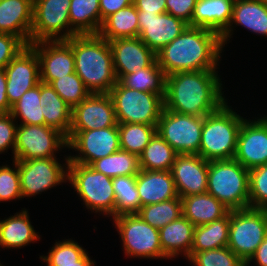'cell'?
I'll use <instances>...</instances> for the list:
<instances>
[{"instance_id": "obj_1", "label": "cell", "mask_w": 267, "mask_h": 266, "mask_svg": "<svg viewBox=\"0 0 267 266\" xmlns=\"http://www.w3.org/2000/svg\"><path fill=\"white\" fill-rule=\"evenodd\" d=\"M219 71H186L166 76L164 109L197 117L217 111L228 101Z\"/></svg>"}, {"instance_id": "obj_2", "label": "cell", "mask_w": 267, "mask_h": 266, "mask_svg": "<svg viewBox=\"0 0 267 266\" xmlns=\"http://www.w3.org/2000/svg\"><path fill=\"white\" fill-rule=\"evenodd\" d=\"M223 49L220 36L211 30L188 26L157 54L166 76L186 71L220 70Z\"/></svg>"}, {"instance_id": "obj_3", "label": "cell", "mask_w": 267, "mask_h": 266, "mask_svg": "<svg viewBox=\"0 0 267 266\" xmlns=\"http://www.w3.org/2000/svg\"><path fill=\"white\" fill-rule=\"evenodd\" d=\"M74 53L75 73L91 93H109L117 83L110 44L99 34H77L66 40Z\"/></svg>"}, {"instance_id": "obj_4", "label": "cell", "mask_w": 267, "mask_h": 266, "mask_svg": "<svg viewBox=\"0 0 267 266\" xmlns=\"http://www.w3.org/2000/svg\"><path fill=\"white\" fill-rule=\"evenodd\" d=\"M225 102L204 116L199 155L207 161L234 159L237 138L244 117Z\"/></svg>"}, {"instance_id": "obj_5", "label": "cell", "mask_w": 267, "mask_h": 266, "mask_svg": "<svg viewBox=\"0 0 267 266\" xmlns=\"http://www.w3.org/2000/svg\"><path fill=\"white\" fill-rule=\"evenodd\" d=\"M207 193L230 211L249 208V170L235 159L209 161Z\"/></svg>"}, {"instance_id": "obj_6", "label": "cell", "mask_w": 267, "mask_h": 266, "mask_svg": "<svg viewBox=\"0 0 267 266\" xmlns=\"http://www.w3.org/2000/svg\"><path fill=\"white\" fill-rule=\"evenodd\" d=\"M113 178L97 172L90 165L69 163L68 184L91 213L112 219L115 217ZM80 197V198H79ZM111 217V218H110Z\"/></svg>"}, {"instance_id": "obj_7", "label": "cell", "mask_w": 267, "mask_h": 266, "mask_svg": "<svg viewBox=\"0 0 267 266\" xmlns=\"http://www.w3.org/2000/svg\"><path fill=\"white\" fill-rule=\"evenodd\" d=\"M110 221L120 235L125 257L168 260L161 248L159 229L143 221L137 214H122Z\"/></svg>"}, {"instance_id": "obj_8", "label": "cell", "mask_w": 267, "mask_h": 266, "mask_svg": "<svg viewBox=\"0 0 267 266\" xmlns=\"http://www.w3.org/2000/svg\"><path fill=\"white\" fill-rule=\"evenodd\" d=\"M108 94L113 101L117 123L157 126L164 109V98L161 95L129 89L119 81Z\"/></svg>"}, {"instance_id": "obj_9", "label": "cell", "mask_w": 267, "mask_h": 266, "mask_svg": "<svg viewBox=\"0 0 267 266\" xmlns=\"http://www.w3.org/2000/svg\"><path fill=\"white\" fill-rule=\"evenodd\" d=\"M267 236V209L230 211L228 247L245 263Z\"/></svg>"}, {"instance_id": "obj_10", "label": "cell", "mask_w": 267, "mask_h": 266, "mask_svg": "<svg viewBox=\"0 0 267 266\" xmlns=\"http://www.w3.org/2000/svg\"><path fill=\"white\" fill-rule=\"evenodd\" d=\"M58 159L59 157H50L18 161L22 198L36 197L68 183V155L63 156V161Z\"/></svg>"}, {"instance_id": "obj_11", "label": "cell", "mask_w": 267, "mask_h": 266, "mask_svg": "<svg viewBox=\"0 0 267 266\" xmlns=\"http://www.w3.org/2000/svg\"><path fill=\"white\" fill-rule=\"evenodd\" d=\"M71 0H33L30 44L68 40L78 33L70 26Z\"/></svg>"}, {"instance_id": "obj_12", "label": "cell", "mask_w": 267, "mask_h": 266, "mask_svg": "<svg viewBox=\"0 0 267 266\" xmlns=\"http://www.w3.org/2000/svg\"><path fill=\"white\" fill-rule=\"evenodd\" d=\"M67 151V137L46 125L18 124L14 148L15 161L57 157Z\"/></svg>"}, {"instance_id": "obj_13", "label": "cell", "mask_w": 267, "mask_h": 266, "mask_svg": "<svg viewBox=\"0 0 267 266\" xmlns=\"http://www.w3.org/2000/svg\"><path fill=\"white\" fill-rule=\"evenodd\" d=\"M67 149L69 163L91 165L97 159L120 150L118 126L92 130H70ZM77 151V152H76Z\"/></svg>"}, {"instance_id": "obj_14", "label": "cell", "mask_w": 267, "mask_h": 266, "mask_svg": "<svg viewBox=\"0 0 267 266\" xmlns=\"http://www.w3.org/2000/svg\"><path fill=\"white\" fill-rule=\"evenodd\" d=\"M204 117L175 113L163 109L157 133L177 154H197L201 144Z\"/></svg>"}, {"instance_id": "obj_15", "label": "cell", "mask_w": 267, "mask_h": 266, "mask_svg": "<svg viewBox=\"0 0 267 266\" xmlns=\"http://www.w3.org/2000/svg\"><path fill=\"white\" fill-rule=\"evenodd\" d=\"M234 159L248 170L267 164V115L245 117L238 133Z\"/></svg>"}, {"instance_id": "obj_16", "label": "cell", "mask_w": 267, "mask_h": 266, "mask_svg": "<svg viewBox=\"0 0 267 266\" xmlns=\"http://www.w3.org/2000/svg\"><path fill=\"white\" fill-rule=\"evenodd\" d=\"M6 96L12 107L29 89L40 83L39 60L36 51L27 45L4 68Z\"/></svg>"}, {"instance_id": "obj_17", "label": "cell", "mask_w": 267, "mask_h": 266, "mask_svg": "<svg viewBox=\"0 0 267 266\" xmlns=\"http://www.w3.org/2000/svg\"><path fill=\"white\" fill-rule=\"evenodd\" d=\"M39 60L40 82L53 80L75 73L74 53L66 40L31 43Z\"/></svg>"}, {"instance_id": "obj_18", "label": "cell", "mask_w": 267, "mask_h": 266, "mask_svg": "<svg viewBox=\"0 0 267 266\" xmlns=\"http://www.w3.org/2000/svg\"><path fill=\"white\" fill-rule=\"evenodd\" d=\"M139 38L155 54L178 37L188 26L185 21L169 13L138 11Z\"/></svg>"}, {"instance_id": "obj_19", "label": "cell", "mask_w": 267, "mask_h": 266, "mask_svg": "<svg viewBox=\"0 0 267 266\" xmlns=\"http://www.w3.org/2000/svg\"><path fill=\"white\" fill-rule=\"evenodd\" d=\"M118 126L113 101L108 93H91L72 109L70 130H92Z\"/></svg>"}, {"instance_id": "obj_20", "label": "cell", "mask_w": 267, "mask_h": 266, "mask_svg": "<svg viewBox=\"0 0 267 266\" xmlns=\"http://www.w3.org/2000/svg\"><path fill=\"white\" fill-rule=\"evenodd\" d=\"M209 161L197 154H177L171 172L178 196L207 193Z\"/></svg>"}, {"instance_id": "obj_21", "label": "cell", "mask_w": 267, "mask_h": 266, "mask_svg": "<svg viewBox=\"0 0 267 266\" xmlns=\"http://www.w3.org/2000/svg\"><path fill=\"white\" fill-rule=\"evenodd\" d=\"M108 42L118 81L124 75L150 67L157 60L156 54L139 37L117 38Z\"/></svg>"}, {"instance_id": "obj_22", "label": "cell", "mask_w": 267, "mask_h": 266, "mask_svg": "<svg viewBox=\"0 0 267 266\" xmlns=\"http://www.w3.org/2000/svg\"><path fill=\"white\" fill-rule=\"evenodd\" d=\"M237 26L267 38V4L258 0H234L231 22L220 36L223 49L231 42Z\"/></svg>"}, {"instance_id": "obj_23", "label": "cell", "mask_w": 267, "mask_h": 266, "mask_svg": "<svg viewBox=\"0 0 267 266\" xmlns=\"http://www.w3.org/2000/svg\"><path fill=\"white\" fill-rule=\"evenodd\" d=\"M33 0H0V33L19 37L30 45Z\"/></svg>"}, {"instance_id": "obj_24", "label": "cell", "mask_w": 267, "mask_h": 266, "mask_svg": "<svg viewBox=\"0 0 267 266\" xmlns=\"http://www.w3.org/2000/svg\"><path fill=\"white\" fill-rule=\"evenodd\" d=\"M136 187L140 197V208L179 197L171 170L141 169L136 175Z\"/></svg>"}, {"instance_id": "obj_25", "label": "cell", "mask_w": 267, "mask_h": 266, "mask_svg": "<svg viewBox=\"0 0 267 266\" xmlns=\"http://www.w3.org/2000/svg\"><path fill=\"white\" fill-rule=\"evenodd\" d=\"M16 212L14 215L0 218V248L22 249L31 243L41 239L39 232L34 230L31 219L26 208Z\"/></svg>"}, {"instance_id": "obj_26", "label": "cell", "mask_w": 267, "mask_h": 266, "mask_svg": "<svg viewBox=\"0 0 267 266\" xmlns=\"http://www.w3.org/2000/svg\"><path fill=\"white\" fill-rule=\"evenodd\" d=\"M195 226L183 215L159 229L163 254L169 259L191 255Z\"/></svg>"}, {"instance_id": "obj_27", "label": "cell", "mask_w": 267, "mask_h": 266, "mask_svg": "<svg viewBox=\"0 0 267 266\" xmlns=\"http://www.w3.org/2000/svg\"><path fill=\"white\" fill-rule=\"evenodd\" d=\"M233 4L234 0H197L191 26L205 28L221 36L231 22Z\"/></svg>"}, {"instance_id": "obj_28", "label": "cell", "mask_w": 267, "mask_h": 266, "mask_svg": "<svg viewBox=\"0 0 267 266\" xmlns=\"http://www.w3.org/2000/svg\"><path fill=\"white\" fill-rule=\"evenodd\" d=\"M183 216L194 226L211 223L230 210L209 193L181 197Z\"/></svg>"}, {"instance_id": "obj_29", "label": "cell", "mask_w": 267, "mask_h": 266, "mask_svg": "<svg viewBox=\"0 0 267 266\" xmlns=\"http://www.w3.org/2000/svg\"><path fill=\"white\" fill-rule=\"evenodd\" d=\"M40 104L43 106L45 125L69 136L72 108L55 92L50 84L40 82Z\"/></svg>"}, {"instance_id": "obj_30", "label": "cell", "mask_w": 267, "mask_h": 266, "mask_svg": "<svg viewBox=\"0 0 267 266\" xmlns=\"http://www.w3.org/2000/svg\"><path fill=\"white\" fill-rule=\"evenodd\" d=\"M98 34L107 41L139 36L138 11L134 4L118 10L102 23Z\"/></svg>"}, {"instance_id": "obj_31", "label": "cell", "mask_w": 267, "mask_h": 266, "mask_svg": "<svg viewBox=\"0 0 267 266\" xmlns=\"http://www.w3.org/2000/svg\"><path fill=\"white\" fill-rule=\"evenodd\" d=\"M230 211L211 223L195 226L191 252L207 251L228 246Z\"/></svg>"}, {"instance_id": "obj_32", "label": "cell", "mask_w": 267, "mask_h": 266, "mask_svg": "<svg viewBox=\"0 0 267 266\" xmlns=\"http://www.w3.org/2000/svg\"><path fill=\"white\" fill-rule=\"evenodd\" d=\"M69 21L78 34H98L102 26L99 0H71Z\"/></svg>"}, {"instance_id": "obj_33", "label": "cell", "mask_w": 267, "mask_h": 266, "mask_svg": "<svg viewBox=\"0 0 267 266\" xmlns=\"http://www.w3.org/2000/svg\"><path fill=\"white\" fill-rule=\"evenodd\" d=\"M176 156L177 152L156 133L139 155L140 169L169 171L172 169Z\"/></svg>"}, {"instance_id": "obj_34", "label": "cell", "mask_w": 267, "mask_h": 266, "mask_svg": "<svg viewBox=\"0 0 267 266\" xmlns=\"http://www.w3.org/2000/svg\"><path fill=\"white\" fill-rule=\"evenodd\" d=\"M119 82L129 89L165 96L166 74L157 60L150 67L124 75Z\"/></svg>"}, {"instance_id": "obj_35", "label": "cell", "mask_w": 267, "mask_h": 266, "mask_svg": "<svg viewBox=\"0 0 267 266\" xmlns=\"http://www.w3.org/2000/svg\"><path fill=\"white\" fill-rule=\"evenodd\" d=\"M90 166L97 172L111 178L137 175L141 170L139 156L121 149L111 155L97 159Z\"/></svg>"}, {"instance_id": "obj_36", "label": "cell", "mask_w": 267, "mask_h": 266, "mask_svg": "<svg viewBox=\"0 0 267 266\" xmlns=\"http://www.w3.org/2000/svg\"><path fill=\"white\" fill-rule=\"evenodd\" d=\"M120 149L140 155L157 133V126L139 123H118Z\"/></svg>"}, {"instance_id": "obj_37", "label": "cell", "mask_w": 267, "mask_h": 266, "mask_svg": "<svg viewBox=\"0 0 267 266\" xmlns=\"http://www.w3.org/2000/svg\"><path fill=\"white\" fill-rule=\"evenodd\" d=\"M43 106L40 104V83L26 91L12 106L11 115L19 124L45 125ZM18 120V121H17Z\"/></svg>"}, {"instance_id": "obj_38", "label": "cell", "mask_w": 267, "mask_h": 266, "mask_svg": "<svg viewBox=\"0 0 267 266\" xmlns=\"http://www.w3.org/2000/svg\"><path fill=\"white\" fill-rule=\"evenodd\" d=\"M115 217L136 214L140 209V197L136 187V175L114 177Z\"/></svg>"}, {"instance_id": "obj_39", "label": "cell", "mask_w": 267, "mask_h": 266, "mask_svg": "<svg viewBox=\"0 0 267 266\" xmlns=\"http://www.w3.org/2000/svg\"><path fill=\"white\" fill-rule=\"evenodd\" d=\"M136 214L152 227L160 229L183 215L182 199L176 197L168 201L145 205Z\"/></svg>"}, {"instance_id": "obj_40", "label": "cell", "mask_w": 267, "mask_h": 266, "mask_svg": "<svg viewBox=\"0 0 267 266\" xmlns=\"http://www.w3.org/2000/svg\"><path fill=\"white\" fill-rule=\"evenodd\" d=\"M50 248L46 253L48 255L43 254L39 257L46 265L76 264L87 253L86 249L73 238L55 240Z\"/></svg>"}, {"instance_id": "obj_41", "label": "cell", "mask_w": 267, "mask_h": 266, "mask_svg": "<svg viewBox=\"0 0 267 266\" xmlns=\"http://www.w3.org/2000/svg\"><path fill=\"white\" fill-rule=\"evenodd\" d=\"M50 85L72 109L91 94L76 73L53 80Z\"/></svg>"}, {"instance_id": "obj_42", "label": "cell", "mask_w": 267, "mask_h": 266, "mask_svg": "<svg viewBox=\"0 0 267 266\" xmlns=\"http://www.w3.org/2000/svg\"><path fill=\"white\" fill-rule=\"evenodd\" d=\"M192 266H245L228 246L207 251L191 252L187 259Z\"/></svg>"}, {"instance_id": "obj_43", "label": "cell", "mask_w": 267, "mask_h": 266, "mask_svg": "<svg viewBox=\"0 0 267 266\" xmlns=\"http://www.w3.org/2000/svg\"><path fill=\"white\" fill-rule=\"evenodd\" d=\"M12 165L0 166V203L22 199L18 161L12 160Z\"/></svg>"}, {"instance_id": "obj_44", "label": "cell", "mask_w": 267, "mask_h": 266, "mask_svg": "<svg viewBox=\"0 0 267 266\" xmlns=\"http://www.w3.org/2000/svg\"><path fill=\"white\" fill-rule=\"evenodd\" d=\"M250 208L267 209V164L249 170Z\"/></svg>"}, {"instance_id": "obj_45", "label": "cell", "mask_w": 267, "mask_h": 266, "mask_svg": "<svg viewBox=\"0 0 267 266\" xmlns=\"http://www.w3.org/2000/svg\"><path fill=\"white\" fill-rule=\"evenodd\" d=\"M18 123L11 113H0V154H5L11 150L14 157L16 131Z\"/></svg>"}, {"instance_id": "obj_46", "label": "cell", "mask_w": 267, "mask_h": 266, "mask_svg": "<svg viewBox=\"0 0 267 266\" xmlns=\"http://www.w3.org/2000/svg\"><path fill=\"white\" fill-rule=\"evenodd\" d=\"M26 46L19 37L0 33V69H4Z\"/></svg>"}, {"instance_id": "obj_47", "label": "cell", "mask_w": 267, "mask_h": 266, "mask_svg": "<svg viewBox=\"0 0 267 266\" xmlns=\"http://www.w3.org/2000/svg\"><path fill=\"white\" fill-rule=\"evenodd\" d=\"M197 0H166V13L180 18L191 26Z\"/></svg>"}, {"instance_id": "obj_48", "label": "cell", "mask_w": 267, "mask_h": 266, "mask_svg": "<svg viewBox=\"0 0 267 266\" xmlns=\"http://www.w3.org/2000/svg\"><path fill=\"white\" fill-rule=\"evenodd\" d=\"M131 4L133 0H99L102 23L108 16Z\"/></svg>"}, {"instance_id": "obj_49", "label": "cell", "mask_w": 267, "mask_h": 266, "mask_svg": "<svg viewBox=\"0 0 267 266\" xmlns=\"http://www.w3.org/2000/svg\"><path fill=\"white\" fill-rule=\"evenodd\" d=\"M133 4L144 13H166V0H133Z\"/></svg>"}, {"instance_id": "obj_50", "label": "cell", "mask_w": 267, "mask_h": 266, "mask_svg": "<svg viewBox=\"0 0 267 266\" xmlns=\"http://www.w3.org/2000/svg\"><path fill=\"white\" fill-rule=\"evenodd\" d=\"M252 262L253 265L255 264L256 266H267V236L257 247V250L251 258L245 263V266H250Z\"/></svg>"}, {"instance_id": "obj_51", "label": "cell", "mask_w": 267, "mask_h": 266, "mask_svg": "<svg viewBox=\"0 0 267 266\" xmlns=\"http://www.w3.org/2000/svg\"><path fill=\"white\" fill-rule=\"evenodd\" d=\"M6 73L4 69H0V113H9L11 106L6 96Z\"/></svg>"}, {"instance_id": "obj_52", "label": "cell", "mask_w": 267, "mask_h": 266, "mask_svg": "<svg viewBox=\"0 0 267 266\" xmlns=\"http://www.w3.org/2000/svg\"><path fill=\"white\" fill-rule=\"evenodd\" d=\"M88 253L89 252H87L80 260H78L76 262V264H68V265H47V266H96L95 260H92V257L89 256Z\"/></svg>"}, {"instance_id": "obj_53", "label": "cell", "mask_w": 267, "mask_h": 266, "mask_svg": "<svg viewBox=\"0 0 267 266\" xmlns=\"http://www.w3.org/2000/svg\"><path fill=\"white\" fill-rule=\"evenodd\" d=\"M258 1H260V2H262L264 4H267V0H258Z\"/></svg>"}]
</instances>
